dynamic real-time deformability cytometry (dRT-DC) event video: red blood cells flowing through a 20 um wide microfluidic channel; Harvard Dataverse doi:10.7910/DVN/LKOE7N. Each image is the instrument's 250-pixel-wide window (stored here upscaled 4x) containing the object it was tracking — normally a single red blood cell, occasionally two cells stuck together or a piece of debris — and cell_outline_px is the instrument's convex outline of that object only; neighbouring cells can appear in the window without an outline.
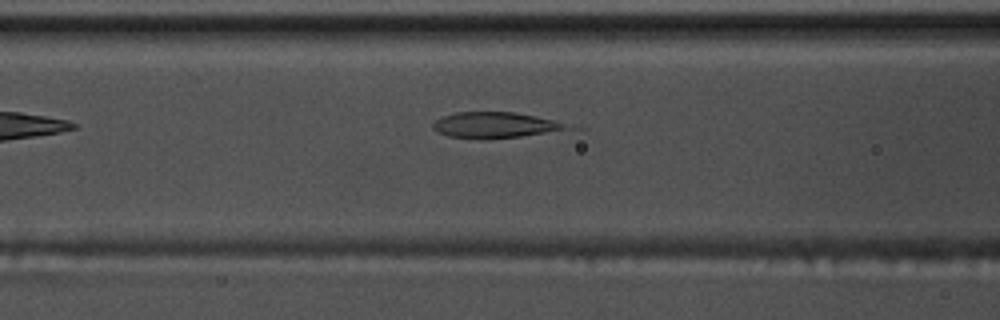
{"species": "common noctule bat (a hibernating species)", "species_latin": "Nyctalus noctula", "temperature_condition": "warm", "stored_images_in_passage": 34, "camera_frame_rate_fps": 3000, "um_per_image_px": 0.085, "animal": {"sex": "male", "body_mass_g": 17.5, "forearm_length_mm": 52.3}, "frame": {"image": 1, "passage_image": 7, "time_ms": 2.0, "image_size_px": [1000, 320], "cell_outline_px": [[564, 128], [544, 132], [520, 136], [488, 140], [480, 140], [448, 136], [432, 128], [432, 124], [436, 120], [444, 116], [456, 112], [516, 112], [536, 116], [552, 120], [564, 124]], "centroid_in_image_um": [41.91, 10.64], "position_along_channel_um": 124.7, "area_um2": 19.71}}
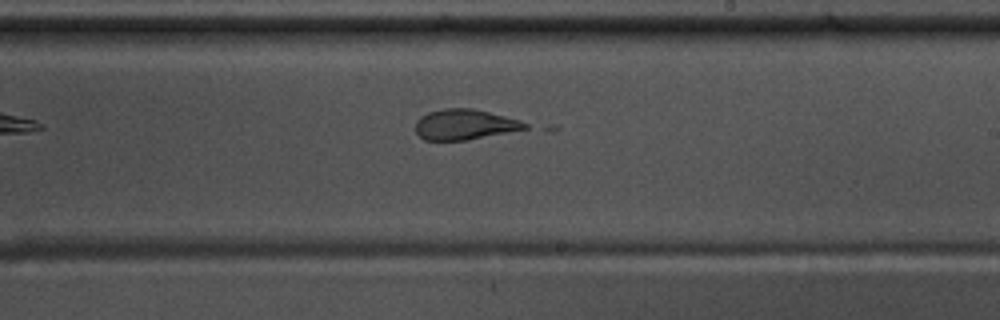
{"frame": {"image": 2, "passage_image": 17, "time_ms": 5.333, "image_size_px": [1000, 320], "cell_outline_px": [[528, 128], [508, 132], [464, 140], [424, 140], [416, 132], [416, 120], [420, 116], [428, 112], [444, 108], [472, 108], [520, 120], [528, 124]], "centroid_in_image_um": [39.46, 10.57], "position_along_channel_um": 249.5, "area_um2": 19.19}}
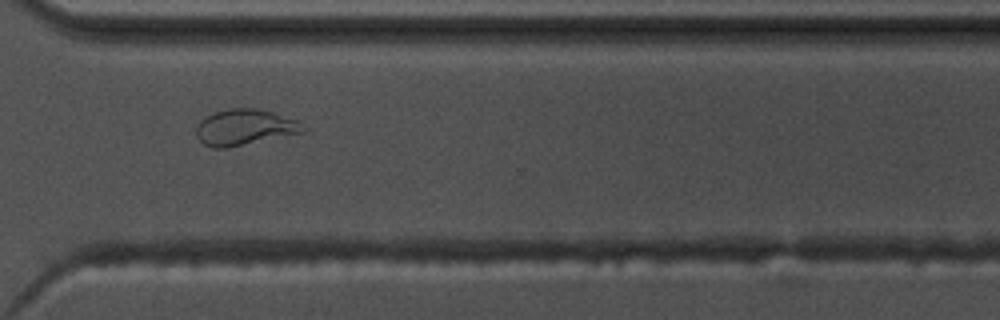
{"frame": {"image": 3, "passage_image": 25, "time_ms": 8.0, "image_size_px": [1000, 320], "cell_outline_px": [[308, 128], [304, 132], [228, 148], [212, 148], [204, 144], [196, 136], [196, 128], [200, 120], [216, 112], [228, 108], [252, 108], [272, 112], [296, 120]], "centroid_in_image_um": [20.79, 10.83], "position_along_channel_um": 349.8, "area_um2": 22.25}, "authors_computed_cell_mechanics": {"area_um2": 19.9988, "velocity_mm_per_s": 3.7604, "shape_relaxation_time_tau1_ms": 6.3069, "shape_relaxation_time_tau2_ms": 1.7445, "deformation_change_tau1": 0.237, "deformation_change_tau2": 0.0951}}